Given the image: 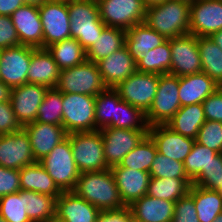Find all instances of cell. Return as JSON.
Wrapping results in <instances>:
<instances>
[{"label":"cell","mask_w":222,"mask_h":222,"mask_svg":"<svg viewBox=\"0 0 222 222\" xmlns=\"http://www.w3.org/2000/svg\"><path fill=\"white\" fill-rule=\"evenodd\" d=\"M72 191L100 211L119 210L126 207L121 200L110 168L105 171L80 173Z\"/></svg>","instance_id":"obj_1"},{"label":"cell","mask_w":222,"mask_h":222,"mask_svg":"<svg viewBox=\"0 0 222 222\" xmlns=\"http://www.w3.org/2000/svg\"><path fill=\"white\" fill-rule=\"evenodd\" d=\"M144 23L167 39L189 34L190 6L166 0L146 9Z\"/></svg>","instance_id":"obj_2"},{"label":"cell","mask_w":222,"mask_h":222,"mask_svg":"<svg viewBox=\"0 0 222 222\" xmlns=\"http://www.w3.org/2000/svg\"><path fill=\"white\" fill-rule=\"evenodd\" d=\"M71 38L76 39L87 51L106 25L99 17L96 0H71L67 2Z\"/></svg>","instance_id":"obj_3"},{"label":"cell","mask_w":222,"mask_h":222,"mask_svg":"<svg viewBox=\"0 0 222 222\" xmlns=\"http://www.w3.org/2000/svg\"><path fill=\"white\" fill-rule=\"evenodd\" d=\"M67 138L70 140L73 158L80 173L109 169L100 130L71 133Z\"/></svg>","instance_id":"obj_4"},{"label":"cell","mask_w":222,"mask_h":222,"mask_svg":"<svg viewBox=\"0 0 222 222\" xmlns=\"http://www.w3.org/2000/svg\"><path fill=\"white\" fill-rule=\"evenodd\" d=\"M55 88L62 93L96 97L107 87L103 83L97 63L85 60L82 64L60 70Z\"/></svg>","instance_id":"obj_5"},{"label":"cell","mask_w":222,"mask_h":222,"mask_svg":"<svg viewBox=\"0 0 222 222\" xmlns=\"http://www.w3.org/2000/svg\"><path fill=\"white\" fill-rule=\"evenodd\" d=\"M95 96L62 93V125L68 134L96 131Z\"/></svg>","instance_id":"obj_6"},{"label":"cell","mask_w":222,"mask_h":222,"mask_svg":"<svg viewBox=\"0 0 222 222\" xmlns=\"http://www.w3.org/2000/svg\"><path fill=\"white\" fill-rule=\"evenodd\" d=\"M39 163L62 191L74 189L80 171L73 158L71 143L68 138L56 145Z\"/></svg>","instance_id":"obj_7"},{"label":"cell","mask_w":222,"mask_h":222,"mask_svg":"<svg viewBox=\"0 0 222 222\" xmlns=\"http://www.w3.org/2000/svg\"><path fill=\"white\" fill-rule=\"evenodd\" d=\"M180 107L179 77L172 74L159 75L156 95L146 112L148 125L166 124Z\"/></svg>","instance_id":"obj_8"},{"label":"cell","mask_w":222,"mask_h":222,"mask_svg":"<svg viewBox=\"0 0 222 222\" xmlns=\"http://www.w3.org/2000/svg\"><path fill=\"white\" fill-rule=\"evenodd\" d=\"M99 17L106 26L127 30L143 23L146 7L142 0H96Z\"/></svg>","instance_id":"obj_9"},{"label":"cell","mask_w":222,"mask_h":222,"mask_svg":"<svg viewBox=\"0 0 222 222\" xmlns=\"http://www.w3.org/2000/svg\"><path fill=\"white\" fill-rule=\"evenodd\" d=\"M158 81L159 74L135 71L114 89L122 100L146 113L156 95Z\"/></svg>","instance_id":"obj_10"},{"label":"cell","mask_w":222,"mask_h":222,"mask_svg":"<svg viewBox=\"0 0 222 222\" xmlns=\"http://www.w3.org/2000/svg\"><path fill=\"white\" fill-rule=\"evenodd\" d=\"M38 9L43 27V48L71 38L66 1L47 0Z\"/></svg>","instance_id":"obj_11"},{"label":"cell","mask_w":222,"mask_h":222,"mask_svg":"<svg viewBox=\"0 0 222 222\" xmlns=\"http://www.w3.org/2000/svg\"><path fill=\"white\" fill-rule=\"evenodd\" d=\"M149 129H121L106 127L100 130L104 156L109 168L119 165L123 157L135 148Z\"/></svg>","instance_id":"obj_12"},{"label":"cell","mask_w":222,"mask_h":222,"mask_svg":"<svg viewBox=\"0 0 222 222\" xmlns=\"http://www.w3.org/2000/svg\"><path fill=\"white\" fill-rule=\"evenodd\" d=\"M171 69L169 74L178 77L202 72L201 58L197 37L185 34L170 38Z\"/></svg>","instance_id":"obj_13"},{"label":"cell","mask_w":222,"mask_h":222,"mask_svg":"<svg viewBox=\"0 0 222 222\" xmlns=\"http://www.w3.org/2000/svg\"><path fill=\"white\" fill-rule=\"evenodd\" d=\"M31 46L17 45L0 50V81L10 88L27 83Z\"/></svg>","instance_id":"obj_14"},{"label":"cell","mask_w":222,"mask_h":222,"mask_svg":"<svg viewBox=\"0 0 222 222\" xmlns=\"http://www.w3.org/2000/svg\"><path fill=\"white\" fill-rule=\"evenodd\" d=\"M48 89L46 86L33 83L11 88L10 102L22 127L36 120L38 108Z\"/></svg>","instance_id":"obj_15"},{"label":"cell","mask_w":222,"mask_h":222,"mask_svg":"<svg viewBox=\"0 0 222 222\" xmlns=\"http://www.w3.org/2000/svg\"><path fill=\"white\" fill-rule=\"evenodd\" d=\"M35 162L30 139L23 128L20 131L0 135L1 166L19 170Z\"/></svg>","instance_id":"obj_16"},{"label":"cell","mask_w":222,"mask_h":222,"mask_svg":"<svg viewBox=\"0 0 222 222\" xmlns=\"http://www.w3.org/2000/svg\"><path fill=\"white\" fill-rule=\"evenodd\" d=\"M222 30V0H197L190 6L189 34L210 37Z\"/></svg>","instance_id":"obj_17"},{"label":"cell","mask_w":222,"mask_h":222,"mask_svg":"<svg viewBox=\"0 0 222 222\" xmlns=\"http://www.w3.org/2000/svg\"><path fill=\"white\" fill-rule=\"evenodd\" d=\"M28 134L32 153L36 162L46 157L52 149L67 138L63 125L34 121L23 126Z\"/></svg>","instance_id":"obj_18"},{"label":"cell","mask_w":222,"mask_h":222,"mask_svg":"<svg viewBox=\"0 0 222 222\" xmlns=\"http://www.w3.org/2000/svg\"><path fill=\"white\" fill-rule=\"evenodd\" d=\"M148 135L155 142L157 152L179 162H184L195 142V139L174 132L166 124L149 126Z\"/></svg>","instance_id":"obj_19"},{"label":"cell","mask_w":222,"mask_h":222,"mask_svg":"<svg viewBox=\"0 0 222 222\" xmlns=\"http://www.w3.org/2000/svg\"><path fill=\"white\" fill-rule=\"evenodd\" d=\"M20 44L43 48V27L38 6L24 4L11 16Z\"/></svg>","instance_id":"obj_20"},{"label":"cell","mask_w":222,"mask_h":222,"mask_svg":"<svg viewBox=\"0 0 222 222\" xmlns=\"http://www.w3.org/2000/svg\"><path fill=\"white\" fill-rule=\"evenodd\" d=\"M119 190L121 200L126 207L147 194L150 173L115 165L110 168Z\"/></svg>","instance_id":"obj_21"},{"label":"cell","mask_w":222,"mask_h":222,"mask_svg":"<svg viewBox=\"0 0 222 222\" xmlns=\"http://www.w3.org/2000/svg\"><path fill=\"white\" fill-rule=\"evenodd\" d=\"M99 73L107 88H115L137 71V64L124 45L108 57L97 62Z\"/></svg>","instance_id":"obj_22"},{"label":"cell","mask_w":222,"mask_h":222,"mask_svg":"<svg viewBox=\"0 0 222 222\" xmlns=\"http://www.w3.org/2000/svg\"><path fill=\"white\" fill-rule=\"evenodd\" d=\"M100 210L73 191H63L56 199V216L66 222H95Z\"/></svg>","instance_id":"obj_23"},{"label":"cell","mask_w":222,"mask_h":222,"mask_svg":"<svg viewBox=\"0 0 222 222\" xmlns=\"http://www.w3.org/2000/svg\"><path fill=\"white\" fill-rule=\"evenodd\" d=\"M60 69L47 48L31 47V61L27 74V83L55 88Z\"/></svg>","instance_id":"obj_24"},{"label":"cell","mask_w":222,"mask_h":222,"mask_svg":"<svg viewBox=\"0 0 222 222\" xmlns=\"http://www.w3.org/2000/svg\"><path fill=\"white\" fill-rule=\"evenodd\" d=\"M128 207L132 217L142 222H172L175 202L145 195Z\"/></svg>","instance_id":"obj_25"},{"label":"cell","mask_w":222,"mask_h":222,"mask_svg":"<svg viewBox=\"0 0 222 222\" xmlns=\"http://www.w3.org/2000/svg\"><path fill=\"white\" fill-rule=\"evenodd\" d=\"M218 84L205 73L179 77V99L181 106L202 103Z\"/></svg>","instance_id":"obj_26"},{"label":"cell","mask_w":222,"mask_h":222,"mask_svg":"<svg viewBox=\"0 0 222 222\" xmlns=\"http://www.w3.org/2000/svg\"><path fill=\"white\" fill-rule=\"evenodd\" d=\"M21 190L58 197L63 191L39 162L19 169Z\"/></svg>","instance_id":"obj_27"},{"label":"cell","mask_w":222,"mask_h":222,"mask_svg":"<svg viewBox=\"0 0 222 222\" xmlns=\"http://www.w3.org/2000/svg\"><path fill=\"white\" fill-rule=\"evenodd\" d=\"M205 121L203 105L202 103H197L181 106L166 125L176 133L196 139L198 131Z\"/></svg>","instance_id":"obj_28"},{"label":"cell","mask_w":222,"mask_h":222,"mask_svg":"<svg viewBox=\"0 0 222 222\" xmlns=\"http://www.w3.org/2000/svg\"><path fill=\"white\" fill-rule=\"evenodd\" d=\"M132 58L139 72L169 74L171 69L170 38L148 53H134Z\"/></svg>","instance_id":"obj_29"},{"label":"cell","mask_w":222,"mask_h":222,"mask_svg":"<svg viewBox=\"0 0 222 222\" xmlns=\"http://www.w3.org/2000/svg\"><path fill=\"white\" fill-rule=\"evenodd\" d=\"M166 40L165 36L159 34L143 22L126 30L125 46L132 56L137 52L148 53Z\"/></svg>","instance_id":"obj_30"},{"label":"cell","mask_w":222,"mask_h":222,"mask_svg":"<svg viewBox=\"0 0 222 222\" xmlns=\"http://www.w3.org/2000/svg\"><path fill=\"white\" fill-rule=\"evenodd\" d=\"M126 30L106 26L86 51V60L97 63L125 45Z\"/></svg>","instance_id":"obj_31"},{"label":"cell","mask_w":222,"mask_h":222,"mask_svg":"<svg viewBox=\"0 0 222 222\" xmlns=\"http://www.w3.org/2000/svg\"><path fill=\"white\" fill-rule=\"evenodd\" d=\"M189 194L194 198L197 218L200 222H212L222 213V195L218 191L192 184Z\"/></svg>","instance_id":"obj_32"},{"label":"cell","mask_w":222,"mask_h":222,"mask_svg":"<svg viewBox=\"0 0 222 222\" xmlns=\"http://www.w3.org/2000/svg\"><path fill=\"white\" fill-rule=\"evenodd\" d=\"M192 184L191 179L151 177L146 195L176 202L189 193Z\"/></svg>","instance_id":"obj_33"},{"label":"cell","mask_w":222,"mask_h":222,"mask_svg":"<svg viewBox=\"0 0 222 222\" xmlns=\"http://www.w3.org/2000/svg\"><path fill=\"white\" fill-rule=\"evenodd\" d=\"M202 73L212 78L222 87V50L210 37H197Z\"/></svg>","instance_id":"obj_34"},{"label":"cell","mask_w":222,"mask_h":222,"mask_svg":"<svg viewBox=\"0 0 222 222\" xmlns=\"http://www.w3.org/2000/svg\"><path fill=\"white\" fill-rule=\"evenodd\" d=\"M47 49L60 70L82 64L86 60V51L73 38L53 43Z\"/></svg>","instance_id":"obj_35"},{"label":"cell","mask_w":222,"mask_h":222,"mask_svg":"<svg viewBox=\"0 0 222 222\" xmlns=\"http://www.w3.org/2000/svg\"><path fill=\"white\" fill-rule=\"evenodd\" d=\"M57 198L24 190V204L29 219L32 222H49L56 215Z\"/></svg>","instance_id":"obj_36"},{"label":"cell","mask_w":222,"mask_h":222,"mask_svg":"<svg viewBox=\"0 0 222 222\" xmlns=\"http://www.w3.org/2000/svg\"><path fill=\"white\" fill-rule=\"evenodd\" d=\"M156 153V144L147 135L135 148L123 157L119 166L149 172Z\"/></svg>","instance_id":"obj_37"},{"label":"cell","mask_w":222,"mask_h":222,"mask_svg":"<svg viewBox=\"0 0 222 222\" xmlns=\"http://www.w3.org/2000/svg\"><path fill=\"white\" fill-rule=\"evenodd\" d=\"M114 88H106L95 99V120L97 130L108 127L116 119L117 104L121 101Z\"/></svg>","instance_id":"obj_38"},{"label":"cell","mask_w":222,"mask_h":222,"mask_svg":"<svg viewBox=\"0 0 222 222\" xmlns=\"http://www.w3.org/2000/svg\"><path fill=\"white\" fill-rule=\"evenodd\" d=\"M108 127L121 129H149L146 113L124 100L117 104L116 119Z\"/></svg>","instance_id":"obj_39"},{"label":"cell","mask_w":222,"mask_h":222,"mask_svg":"<svg viewBox=\"0 0 222 222\" xmlns=\"http://www.w3.org/2000/svg\"><path fill=\"white\" fill-rule=\"evenodd\" d=\"M62 92L56 88H49L38 108L37 118L35 121L62 125Z\"/></svg>","instance_id":"obj_40"},{"label":"cell","mask_w":222,"mask_h":222,"mask_svg":"<svg viewBox=\"0 0 222 222\" xmlns=\"http://www.w3.org/2000/svg\"><path fill=\"white\" fill-rule=\"evenodd\" d=\"M217 154L219 153L196 141L194 142L191 152L183 162L185 172L192 182L201 174L203 169H207Z\"/></svg>","instance_id":"obj_41"},{"label":"cell","mask_w":222,"mask_h":222,"mask_svg":"<svg viewBox=\"0 0 222 222\" xmlns=\"http://www.w3.org/2000/svg\"><path fill=\"white\" fill-rule=\"evenodd\" d=\"M0 216L7 222H32L24 204V190L0 198Z\"/></svg>","instance_id":"obj_42"},{"label":"cell","mask_w":222,"mask_h":222,"mask_svg":"<svg viewBox=\"0 0 222 222\" xmlns=\"http://www.w3.org/2000/svg\"><path fill=\"white\" fill-rule=\"evenodd\" d=\"M149 173L150 177L190 179L185 172L183 162L164 156L159 152L154 157Z\"/></svg>","instance_id":"obj_43"},{"label":"cell","mask_w":222,"mask_h":222,"mask_svg":"<svg viewBox=\"0 0 222 222\" xmlns=\"http://www.w3.org/2000/svg\"><path fill=\"white\" fill-rule=\"evenodd\" d=\"M195 141L222 153V122L206 120L198 131Z\"/></svg>","instance_id":"obj_44"},{"label":"cell","mask_w":222,"mask_h":222,"mask_svg":"<svg viewBox=\"0 0 222 222\" xmlns=\"http://www.w3.org/2000/svg\"><path fill=\"white\" fill-rule=\"evenodd\" d=\"M222 183V153L217 154L207 169L193 181V185L209 190H218Z\"/></svg>","instance_id":"obj_45"},{"label":"cell","mask_w":222,"mask_h":222,"mask_svg":"<svg viewBox=\"0 0 222 222\" xmlns=\"http://www.w3.org/2000/svg\"><path fill=\"white\" fill-rule=\"evenodd\" d=\"M172 222H200L197 218L194 198L189 193L175 202Z\"/></svg>","instance_id":"obj_46"},{"label":"cell","mask_w":222,"mask_h":222,"mask_svg":"<svg viewBox=\"0 0 222 222\" xmlns=\"http://www.w3.org/2000/svg\"><path fill=\"white\" fill-rule=\"evenodd\" d=\"M20 190L19 170L5 168L0 165V198Z\"/></svg>","instance_id":"obj_47"},{"label":"cell","mask_w":222,"mask_h":222,"mask_svg":"<svg viewBox=\"0 0 222 222\" xmlns=\"http://www.w3.org/2000/svg\"><path fill=\"white\" fill-rule=\"evenodd\" d=\"M22 128L16 119L10 100L0 102V135L20 131Z\"/></svg>","instance_id":"obj_48"},{"label":"cell","mask_w":222,"mask_h":222,"mask_svg":"<svg viewBox=\"0 0 222 222\" xmlns=\"http://www.w3.org/2000/svg\"><path fill=\"white\" fill-rule=\"evenodd\" d=\"M202 105L206 120L222 122V87L209 95Z\"/></svg>","instance_id":"obj_49"},{"label":"cell","mask_w":222,"mask_h":222,"mask_svg":"<svg viewBox=\"0 0 222 222\" xmlns=\"http://www.w3.org/2000/svg\"><path fill=\"white\" fill-rule=\"evenodd\" d=\"M20 45L10 16L0 15V50Z\"/></svg>","instance_id":"obj_50"},{"label":"cell","mask_w":222,"mask_h":222,"mask_svg":"<svg viewBox=\"0 0 222 222\" xmlns=\"http://www.w3.org/2000/svg\"><path fill=\"white\" fill-rule=\"evenodd\" d=\"M95 222H131V211L129 207L100 211Z\"/></svg>","instance_id":"obj_51"},{"label":"cell","mask_w":222,"mask_h":222,"mask_svg":"<svg viewBox=\"0 0 222 222\" xmlns=\"http://www.w3.org/2000/svg\"><path fill=\"white\" fill-rule=\"evenodd\" d=\"M24 4L23 0H0V15L11 16Z\"/></svg>","instance_id":"obj_52"},{"label":"cell","mask_w":222,"mask_h":222,"mask_svg":"<svg viewBox=\"0 0 222 222\" xmlns=\"http://www.w3.org/2000/svg\"><path fill=\"white\" fill-rule=\"evenodd\" d=\"M11 88L0 81V102L9 101Z\"/></svg>","instance_id":"obj_53"},{"label":"cell","mask_w":222,"mask_h":222,"mask_svg":"<svg viewBox=\"0 0 222 222\" xmlns=\"http://www.w3.org/2000/svg\"><path fill=\"white\" fill-rule=\"evenodd\" d=\"M210 39L222 50V30L213 33Z\"/></svg>","instance_id":"obj_54"},{"label":"cell","mask_w":222,"mask_h":222,"mask_svg":"<svg viewBox=\"0 0 222 222\" xmlns=\"http://www.w3.org/2000/svg\"><path fill=\"white\" fill-rule=\"evenodd\" d=\"M146 8L162 4L166 0H142Z\"/></svg>","instance_id":"obj_55"},{"label":"cell","mask_w":222,"mask_h":222,"mask_svg":"<svg viewBox=\"0 0 222 222\" xmlns=\"http://www.w3.org/2000/svg\"><path fill=\"white\" fill-rule=\"evenodd\" d=\"M25 4L39 6L47 0H23Z\"/></svg>","instance_id":"obj_56"},{"label":"cell","mask_w":222,"mask_h":222,"mask_svg":"<svg viewBox=\"0 0 222 222\" xmlns=\"http://www.w3.org/2000/svg\"><path fill=\"white\" fill-rule=\"evenodd\" d=\"M177 1L191 6V5H193L197 0H177Z\"/></svg>","instance_id":"obj_57"},{"label":"cell","mask_w":222,"mask_h":222,"mask_svg":"<svg viewBox=\"0 0 222 222\" xmlns=\"http://www.w3.org/2000/svg\"><path fill=\"white\" fill-rule=\"evenodd\" d=\"M49 222H66V221L60 219L55 215Z\"/></svg>","instance_id":"obj_58"},{"label":"cell","mask_w":222,"mask_h":222,"mask_svg":"<svg viewBox=\"0 0 222 222\" xmlns=\"http://www.w3.org/2000/svg\"><path fill=\"white\" fill-rule=\"evenodd\" d=\"M212 222H222V213H220Z\"/></svg>","instance_id":"obj_59"},{"label":"cell","mask_w":222,"mask_h":222,"mask_svg":"<svg viewBox=\"0 0 222 222\" xmlns=\"http://www.w3.org/2000/svg\"><path fill=\"white\" fill-rule=\"evenodd\" d=\"M131 222H142V221L133 218V217H132V214H131Z\"/></svg>","instance_id":"obj_60"},{"label":"cell","mask_w":222,"mask_h":222,"mask_svg":"<svg viewBox=\"0 0 222 222\" xmlns=\"http://www.w3.org/2000/svg\"><path fill=\"white\" fill-rule=\"evenodd\" d=\"M217 191L222 195V183H221V187Z\"/></svg>","instance_id":"obj_61"},{"label":"cell","mask_w":222,"mask_h":222,"mask_svg":"<svg viewBox=\"0 0 222 222\" xmlns=\"http://www.w3.org/2000/svg\"><path fill=\"white\" fill-rule=\"evenodd\" d=\"M0 222H7L3 217L0 216Z\"/></svg>","instance_id":"obj_62"},{"label":"cell","mask_w":222,"mask_h":222,"mask_svg":"<svg viewBox=\"0 0 222 222\" xmlns=\"http://www.w3.org/2000/svg\"><path fill=\"white\" fill-rule=\"evenodd\" d=\"M57 1H66V2H68V1H71V0H57Z\"/></svg>","instance_id":"obj_63"}]
</instances>
